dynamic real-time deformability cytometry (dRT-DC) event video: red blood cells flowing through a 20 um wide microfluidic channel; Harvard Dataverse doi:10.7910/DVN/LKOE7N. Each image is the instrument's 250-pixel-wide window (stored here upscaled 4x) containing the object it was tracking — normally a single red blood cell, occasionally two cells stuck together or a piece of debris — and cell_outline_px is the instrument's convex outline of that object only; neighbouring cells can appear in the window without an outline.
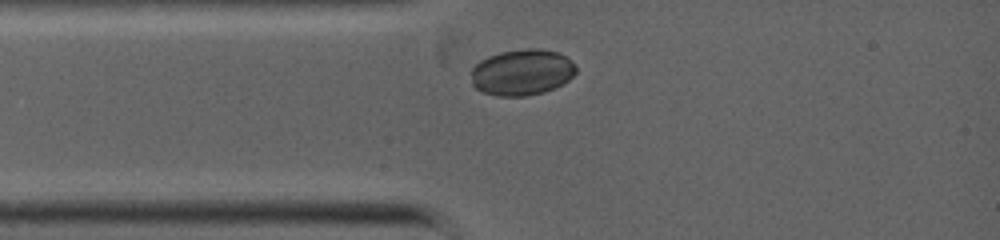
{"species": "common noctule bat (a hibernating species)", "species_latin": "Nyctalus noctula", "temperature_condition": "warm", "stored_images_in_passage": 4, "camera_frame_rate_fps": 5000, "um_per_image_px": 0.085, "animal": {"sex": "female", "body_mass_g": 19.0, "forearm_length_mm": 53.3}, "frame": {"image": 1, "passage_image": 4, "time_ms": 0.4, "image_size_px": [1000, 240], "cell_outline_px": [[576, 72], [568, 80], [544, 92], [524, 96], [496, 96], [484, 92], [476, 88], [472, 84], [468, 72], [480, 60], [488, 56], [500, 52], [528, 48], [540, 48], [556, 52], [572, 60], [576, 68]], "centroid_in_image_um": [44.32, 6.14], "position_along_channel_um": 40.7, "area_um2": 28.26}}